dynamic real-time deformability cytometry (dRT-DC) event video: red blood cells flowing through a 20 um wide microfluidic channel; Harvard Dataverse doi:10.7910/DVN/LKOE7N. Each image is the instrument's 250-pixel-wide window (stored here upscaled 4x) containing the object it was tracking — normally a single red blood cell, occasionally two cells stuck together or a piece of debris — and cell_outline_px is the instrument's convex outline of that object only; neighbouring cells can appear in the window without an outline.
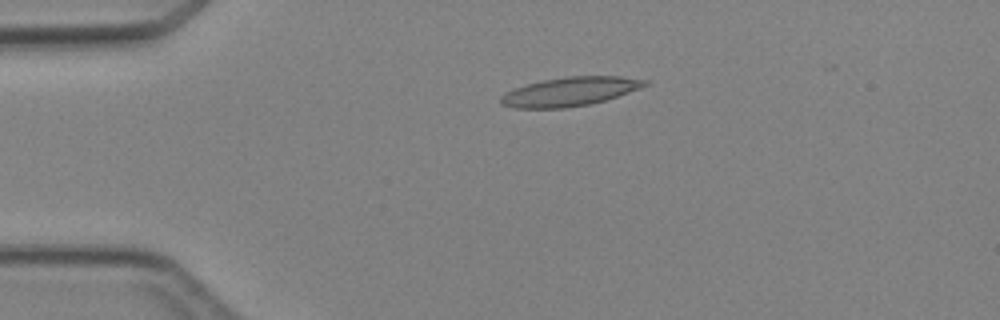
{"species": "Egyptian fruit bat (a non-hibernating species)", "species_latin": "Rousettus aegyptiacus", "temperature_condition": "cold", "stored_images_in_passage": 3, "camera_frame_rate_fps": 3000, "um_per_image_px": 0.085, "animal": {"sex": "female"}, "frame": {"image": 1, "passage_image": 3, "time_ms": 2.333, "image_size_px": [1000, 320], "cell_outline_px": [[648, 84], [640, 88], [604, 100], [588, 104], [564, 108], [512, 108], [500, 104], [500, 96], [504, 92], [512, 88], [544, 80], [568, 76], [620, 76], [648, 80]], "centroid_in_image_um": [48.38, 7.78], "position_along_channel_um": 36.6, "area_um2": 24.16}}